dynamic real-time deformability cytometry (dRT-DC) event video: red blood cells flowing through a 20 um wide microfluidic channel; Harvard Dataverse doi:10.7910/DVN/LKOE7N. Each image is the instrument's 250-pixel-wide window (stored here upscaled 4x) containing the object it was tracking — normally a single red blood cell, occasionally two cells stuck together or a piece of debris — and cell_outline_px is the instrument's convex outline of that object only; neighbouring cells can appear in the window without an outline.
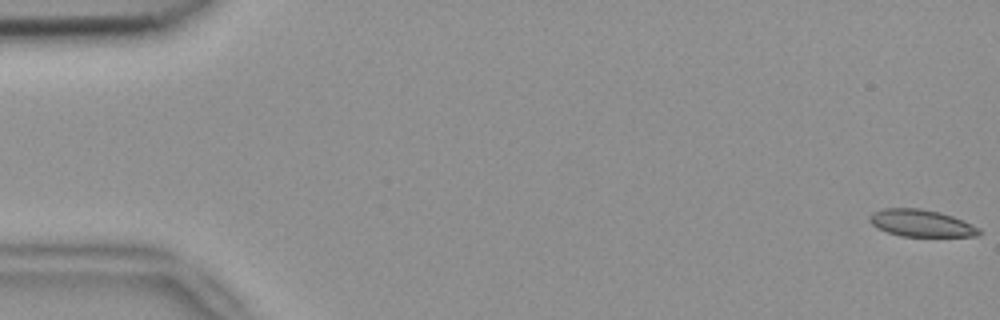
{"species": "common noctule bat (a hibernating species)", "species_latin": "Nyctalus noctula", "temperature_condition": "room temperature", "stored_images_in_passage": 54, "camera_frame_rate_fps": 3000, "um_per_image_px": 0.085, "animal": {"sex": "female", "body_mass_g": 18.4}, "frame": {"image": 1, "passage_image": 1, "time_ms": 0.0, "image_size_px": [1000, 320], "cell_outline_px": [[980, 232], [976, 236], [900, 236], [888, 232], [872, 224], [868, 220], [868, 216], [872, 212], [884, 208], [920, 208], [940, 212], [964, 220], [980, 228]], "centroid_in_image_um": [78.29, 18.96], "position_along_channel_um": 6.7, "area_um2": 17.22}}
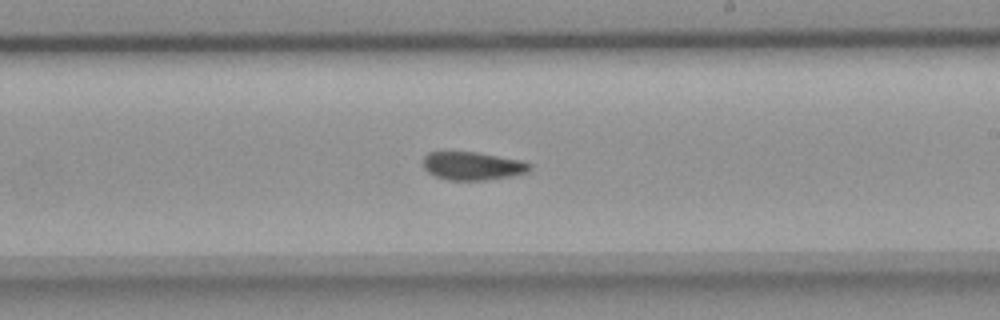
{"frame": {"image": 2, "passage_image": 32, "time_ms": 10.333, "image_size_px": [1000, 320], "cell_outline_px": [[532, 168], [528, 172], [508, 176], [484, 180], [448, 180], [436, 176], [428, 172], [424, 168], [424, 156], [428, 152], [476, 152], [520, 160], [532, 164]], "centroid_in_image_um": [40.17, 14.1], "position_along_channel_um": 248.8, "area_um2": 17.34}}
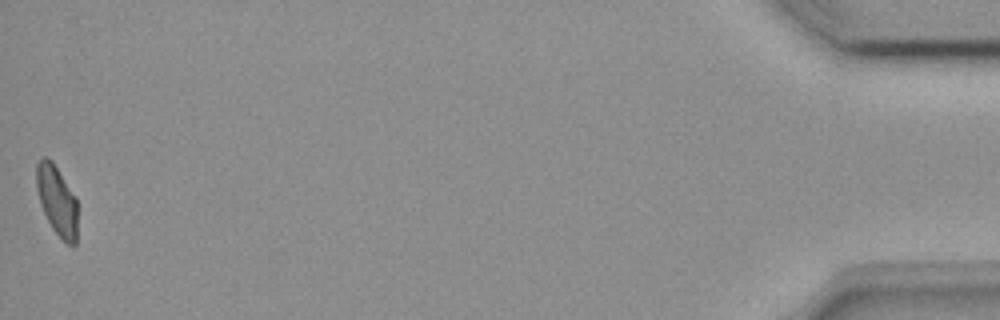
{"frame": {"image": 3, "passage_image": 54, "time_ms": 17.667, "image_size_px": [1000, 320], "cell_outline_px": [[76, 244], [72, 248], [52, 228], [40, 204], [36, 188], [36, 164], [44, 156], [52, 160], [76, 196]], "centroid_in_image_um": [4.83, 17.01], "position_along_channel_um": 430.4, "area_um2": 16.65}, "authors_computed_cell_mechanics": {"area_um2": 17.9758, "velocity_mm_per_s": 3.7849, "shape_relaxation_time_tau1_ms": null, "shape_relaxation_time_tau2_ms": 2.6654, "deformation_change_tau1": null, "deformation_change_tau2": 0.0846}}